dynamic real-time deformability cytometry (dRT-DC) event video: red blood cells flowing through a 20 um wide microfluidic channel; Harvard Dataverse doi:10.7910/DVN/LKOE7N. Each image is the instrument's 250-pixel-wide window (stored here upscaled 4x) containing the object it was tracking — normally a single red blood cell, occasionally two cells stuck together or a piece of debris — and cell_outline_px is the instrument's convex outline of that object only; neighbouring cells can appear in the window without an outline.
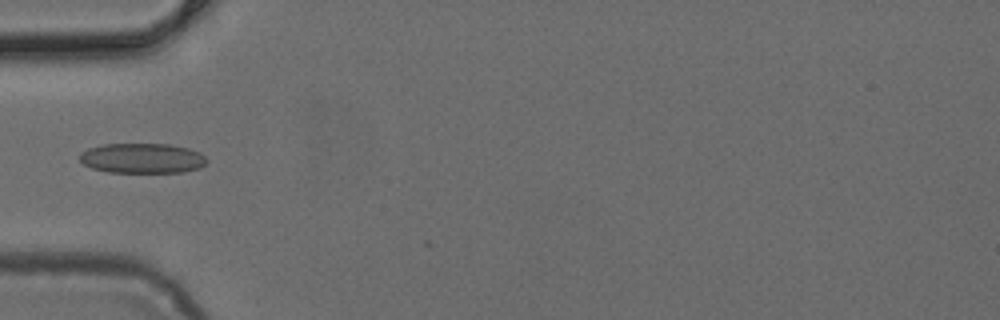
{"species": "common noctule bat (a hibernating species)", "species_latin": "Nyctalus noctula", "temperature_condition": "cold", "stored_images_in_passage": 5, "camera_frame_rate_fps": 3000, "um_per_image_px": 0.085, "animal": {"sex": "female", "body_mass_g": 24.6, "forearm_length_mm": 56.2}, "frame": {"image": 1, "passage_image": 3, "time_ms": 0.667, "image_size_px": [1000, 320], "cell_outline_px": [[208, 160], [200, 168], [184, 172], [108, 172], [92, 168], [84, 164], [80, 160], [80, 152], [88, 148], [104, 144], [168, 144], [188, 148], [200, 152]], "centroid_in_image_um": [12.1, 13.45], "position_along_channel_um": 72.9, "area_um2": 22.25}}
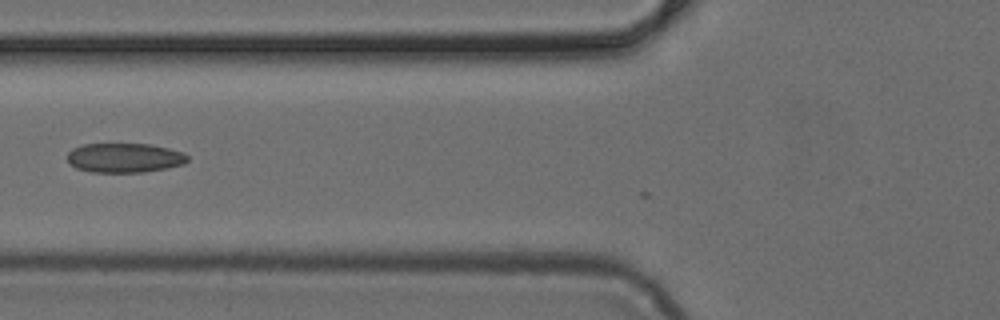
{"frame": {"image": 2, "passage_image": 4, "time_ms": 1.0, "image_size_px": [1000, 320], "cell_outline_px": [[188, 160], [184, 164], [168, 168], [144, 172], [92, 172], [76, 168], [68, 160], [68, 152], [72, 148], [84, 144], [148, 144], [168, 148], [184, 152], [188, 156]], "centroid_in_image_um": [10.61, 13.41], "position_along_channel_um": 115.2, "area_um2": 20.63}}